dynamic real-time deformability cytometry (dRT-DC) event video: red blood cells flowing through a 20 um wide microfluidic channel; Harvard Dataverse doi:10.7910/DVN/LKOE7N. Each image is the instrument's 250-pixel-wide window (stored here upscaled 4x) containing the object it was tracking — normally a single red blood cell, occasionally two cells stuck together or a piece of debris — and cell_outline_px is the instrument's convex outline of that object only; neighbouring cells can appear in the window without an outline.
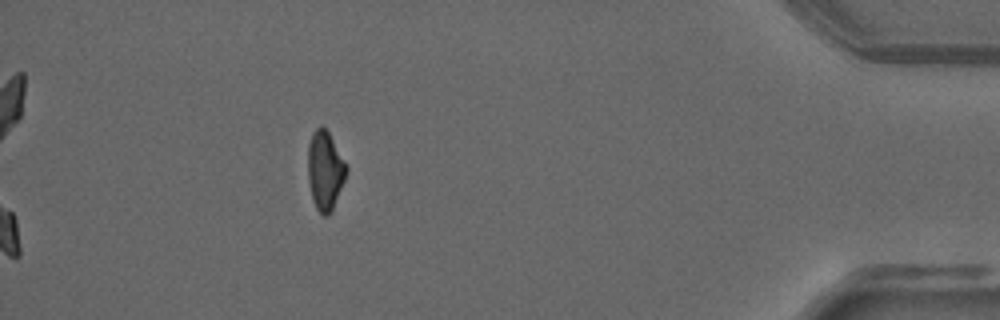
{"species": "common noctule bat (a hibernating species)", "species_latin": "Nyctalus noctula", "temperature_condition": "warm", "stored_images_in_passage": 40, "camera_frame_rate_fps": 3000, "um_per_image_px": 0.085, "animal": {"sex": "male", "forearm_length_mm": 52.5}, "frame": {"image": 1, "passage_image": 40, "time_ms": 13.0, "image_size_px": [1000, 320], "cell_outline_px": [[348, 168], [344, 180], [332, 212], [328, 216], [324, 216], [316, 208], [312, 200], [308, 180], [308, 144], [312, 132], [320, 124], [328, 132], [344, 160]], "centroid_in_image_um": [27.61, 14.5], "position_along_channel_um": 407.6, "area_um2": 17.69}}